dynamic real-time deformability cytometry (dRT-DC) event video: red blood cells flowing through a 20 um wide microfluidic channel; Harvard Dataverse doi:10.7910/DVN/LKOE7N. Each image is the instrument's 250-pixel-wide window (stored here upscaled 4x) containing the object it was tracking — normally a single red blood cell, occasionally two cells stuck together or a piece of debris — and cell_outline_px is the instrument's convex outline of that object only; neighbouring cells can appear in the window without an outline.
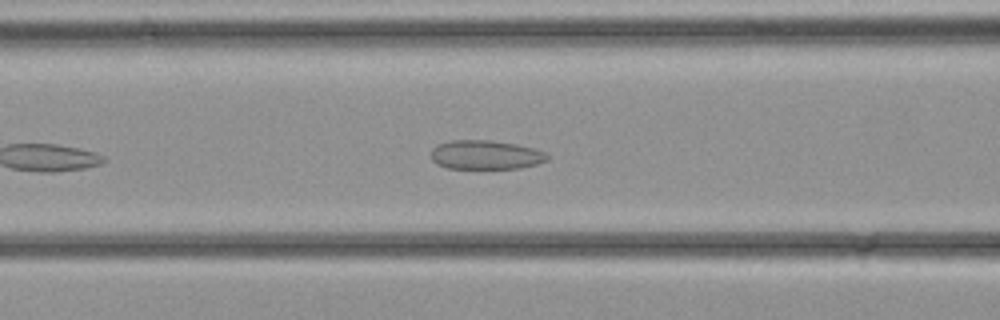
{"species": "common noctule bat (a hibernating species)", "species_latin": "Nyctalus noctula", "temperature_condition": "cold", "stored_images_in_passage": 11, "camera_frame_rate_fps": 3000, "um_per_image_px": 0.085, "animal": {"sex": "female", "body_mass_g": 21.9}, "frame": {"image": 1, "passage_image": 7, "time_ms": 2.0, "image_size_px": [1000, 320], "cell_outline_px": [[548, 160], [536, 164], [520, 168], [448, 168], [436, 164], [432, 160], [432, 148], [436, 144], [448, 140], [492, 140], [516, 144], [536, 148], [548, 152]], "centroid_in_image_um": [41.29, 13.15], "position_along_channel_um": 125.3, "area_um2": 19.94}}